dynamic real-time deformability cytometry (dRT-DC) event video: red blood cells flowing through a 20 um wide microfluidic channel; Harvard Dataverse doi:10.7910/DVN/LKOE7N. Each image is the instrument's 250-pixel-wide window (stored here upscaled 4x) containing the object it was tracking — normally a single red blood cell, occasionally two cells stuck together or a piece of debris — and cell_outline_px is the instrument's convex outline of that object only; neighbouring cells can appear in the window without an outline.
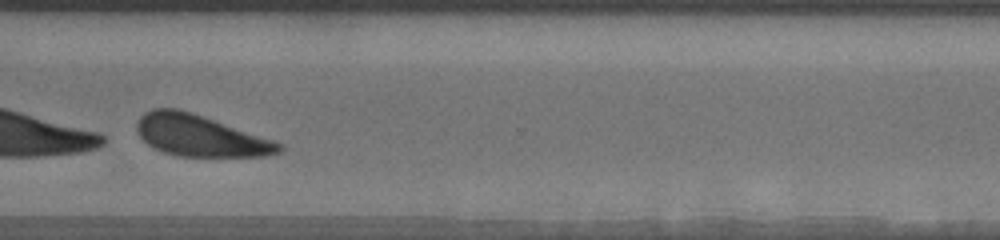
{"species": "human", "species_latin": "Homo sapiens", "temperature_condition": "warm", "stored_images_in_passage": 37, "segment_of_instrument_passage": [2, 2], "camera_frame_rate_fps": 3000, "um_per_image_px": 0.085, "donor": {"sex": "male"}, "frame": {"image": 1, "passage_image": 30, "time_ms": 9.667, "image_size_px": [1000, 240], "cell_outline_px": [[284, 148], [280, 152], [268, 156], [176, 156], [152, 148], [136, 132], [136, 124], [140, 116], [144, 112], [152, 108], [180, 108], [276, 140], [284, 144]], "centroid_in_image_um": [17.03, 11.52], "position_along_channel_um": 353.6, "area_um2": 34.74}}